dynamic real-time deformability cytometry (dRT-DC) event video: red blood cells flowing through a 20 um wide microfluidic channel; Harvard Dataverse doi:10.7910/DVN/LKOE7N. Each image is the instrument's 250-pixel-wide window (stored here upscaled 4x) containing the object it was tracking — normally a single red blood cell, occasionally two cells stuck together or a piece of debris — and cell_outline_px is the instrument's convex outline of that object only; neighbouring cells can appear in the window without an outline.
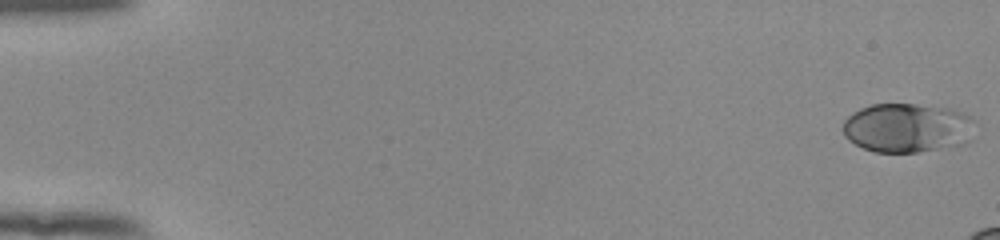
{"species": "human", "species_latin": "Homo sapiens", "temperature_condition": "room temperature", "stored_images_in_passage": 15, "camera_frame_rate_fps": 3000, "um_per_image_px": 0.085, "donor": {"sex": "female"}, "frame": {"image": 1, "passage_image": 1, "time_ms": 0.0, "image_size_px": [1000, 240], "cell_outline_px": [[980, 124], [972, 140], [968, 144], [916, 152], [876, 152], [864, 148], [848, 140], [844, 136], [840, 128], [844, 120], [852, 112], [860, 108], [872, 104], [916, 104], [956, 108], [964, 112], [976, 120]], "centroid_in_image_um": [77.23, 10.85], "position_along_channel_um": 7.8, "area_um2": 39.25}}